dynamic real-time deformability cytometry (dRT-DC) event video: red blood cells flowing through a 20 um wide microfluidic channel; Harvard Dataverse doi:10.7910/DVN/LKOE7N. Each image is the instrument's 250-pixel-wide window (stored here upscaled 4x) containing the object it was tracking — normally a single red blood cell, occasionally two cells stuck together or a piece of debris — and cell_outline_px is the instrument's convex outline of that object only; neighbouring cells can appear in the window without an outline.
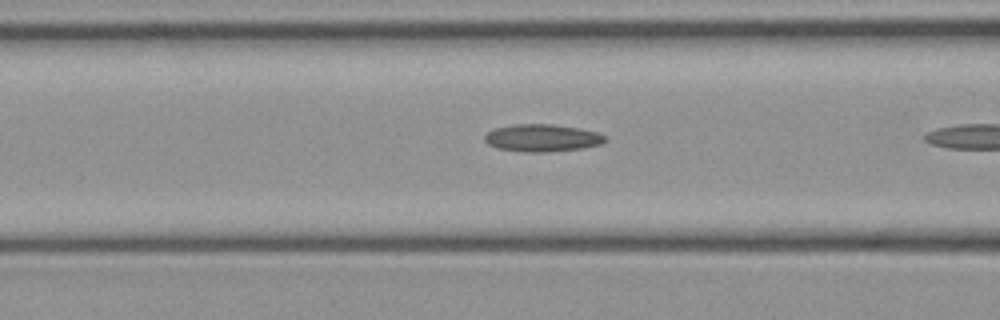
{"species": "common noctule bat (a hibernating species)", "species_latin": "Nyctalus noctula", "temperature_condition": "cold", "stored_images_in_passage": 5, "camera_frame_rate_fps": 3000, "um_per_image_px": 0.085, "animal": {"sex": "female", "body_mass_g": 21.9}, "frame": {"image": 1, "passage_image": 4, "time_ms": 1.0, "image_size_px": [1000, 320], "cell_outline_px": [[608, 140], [600, 144], [584, 148], [548, 152], [524, 152], [496, 148], [488, 144], [484, 140], [484, 136], [488, 132], [496, 128], [516, 124], [552, 124], [580, 128], [596, 132], [604, 136]], "centroid_in_image_um": [46.08, 11.73], "position_along_channel_um": 120.5, "area_um2": 19.25}}